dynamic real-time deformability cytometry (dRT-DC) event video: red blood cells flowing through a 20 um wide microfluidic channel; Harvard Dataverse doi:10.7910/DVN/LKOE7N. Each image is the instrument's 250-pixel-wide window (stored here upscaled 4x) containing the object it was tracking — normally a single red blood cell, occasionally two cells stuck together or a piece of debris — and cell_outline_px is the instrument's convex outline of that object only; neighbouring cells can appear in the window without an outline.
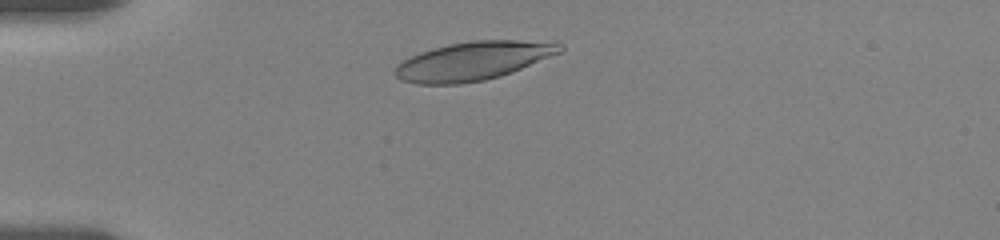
{"species": "human", "species_latin": "Homo sapiens", "temperature_condition": "room temperature", "stored_images_in_passage": 4, "camera_frame_rate_fps": 3000, "um_per_image_px": 0.085, "donor": {"sex": "female"}, "frame": {"image": 1, "passage_image": 2, "time_ms": 1.333, "image_size_px": [1000, 240], "cell_outline_px": [[564, 52], [500, 76], [484, 80], [460, 84], [416, 84], [400, 80], [392, 72], [396, 64], [420, 52], [432, 48], [448, 44], [472, 40], [560, 40], [564, 44]], "centroid_in_image_um": [40.3, 5.16], "position_along_channel_um": 44.7, "area_um2": 37.8}}
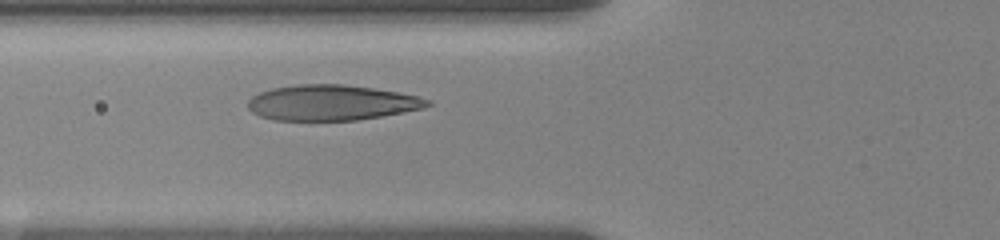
{"frame": {"image": 2, "passage_image": 4, "time_ms": 3.667, "image_size_px": [1000, 240], "cell_outline_px": [[432, 104], [424, 108], [404, 112], [356, 120], [272, 120], [260, 116], [252, 112], [248, 108], [248, 100], [252, 96], [260, 92], [272, 88], [296, 84], [340, 84], [372, 88], [396, 92], [416, 96], [432, 100]], "centroid_in_image_um": [28.16, 8.73], "position_along_channel_um": 97.6, "area_um2": 36.99}}